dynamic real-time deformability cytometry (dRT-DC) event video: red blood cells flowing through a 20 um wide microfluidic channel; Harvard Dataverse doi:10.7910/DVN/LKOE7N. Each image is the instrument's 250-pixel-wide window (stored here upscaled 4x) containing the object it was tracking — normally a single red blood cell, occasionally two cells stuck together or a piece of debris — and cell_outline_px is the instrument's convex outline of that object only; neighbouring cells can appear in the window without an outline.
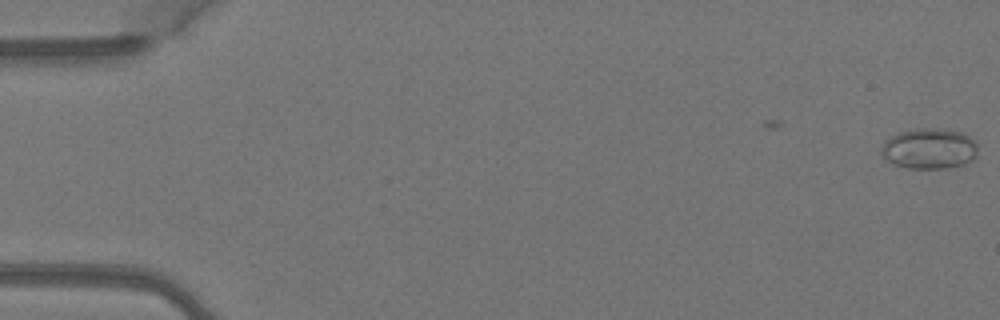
{"species": "Egyptian fruit bat (a non-hibernating species)", "species_latin": "Rousettus aegyptiacus", "temperature_condition": "warm", "stored_images_in_passage": 2, "camera_frame_rate_fps": 3000, "um_per_image_px": 0.085, "animal": {"sex": "female"}, "frame": {"image": 1, "passage_image": 2, "time_ms": 0.333, "image_size_px": [1000, 320], "cell_outline_px": [[976, 156], [972, 160], [956, 168], [908, 168], [892, 164], [880, 152], [880, 148], [884, 140], [900, 132], [920, 128], [940, 128], [960, 132], [976, 140]], "centroid_in_image_um": [78.99, 12.64], "position_along_channel_um": 6.0, "area_um2": 23.0}}